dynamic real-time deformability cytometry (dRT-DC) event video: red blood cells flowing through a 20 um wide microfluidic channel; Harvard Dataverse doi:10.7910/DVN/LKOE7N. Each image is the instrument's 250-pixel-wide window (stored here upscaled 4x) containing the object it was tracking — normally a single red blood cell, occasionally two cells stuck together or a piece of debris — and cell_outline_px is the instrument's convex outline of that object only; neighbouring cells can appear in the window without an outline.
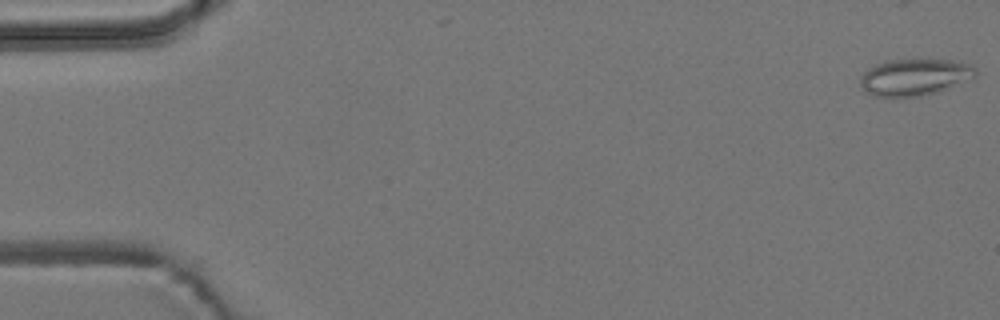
{"species": "common noctule bat (a hibernating species)", "species_latin": "Nyctalus noctula", "temperature_condition": "room temperature", "stored_images_in_passage": 5, "camera_frame_rate_fps": 3000, "um_per_image_px": 0.085, "animal": {"sex": "male", "body_mass_g": 19.2, "forearm_length_mm": 51.8}, "frame": {"image": 1, "passage_image": 5, "time_ms": 6.333, "image_size_px": [1000, 320], "cell_outline_px": [[976, 76], [940, 92], [920, 96], [872, 96], [860, 84], [860, 76], [868, 68], [884, 60], [952, 60], [972, 64], [976, 68]], "centroid_in_image_um": [77.76, 6.55], "position_along_channel_um": 7.2, "area_um2": 24.62}}